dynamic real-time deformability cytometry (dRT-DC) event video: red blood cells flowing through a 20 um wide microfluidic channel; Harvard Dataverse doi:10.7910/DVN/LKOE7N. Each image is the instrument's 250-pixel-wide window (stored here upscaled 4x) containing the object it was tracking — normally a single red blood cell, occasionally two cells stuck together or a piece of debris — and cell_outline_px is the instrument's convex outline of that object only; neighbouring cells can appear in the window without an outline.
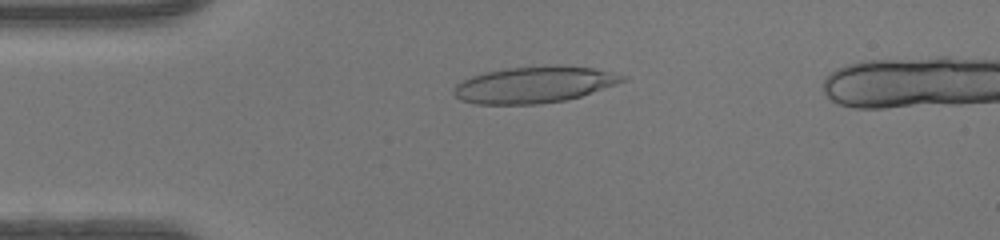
{"species": "human", "species_latin": "Homo sapiens", "temperature_condition": "warm", "stored_images_in_passage": 45, "camera_frame_rate_fps": 3000, "um_per_image_px": 0.085, "donor": {"sex": "female"}, "frame": {"image": 1, "passage_image": 11, "time_ms": 3.333, "image_size_px": [1000, 240], "cell_outline_px": [[628, 80], [580, 96], [564, 100], [536, 104], [476, 104], [460, 100], [452, 92], [456, 84], [472, 76], [488, 72], [508, 68], [592, 68], [612, 72], [628, 76]], "centroid_in_image_um": [45.38, 7.24], "position_along_channel_um": 39.6, "area_um2": 34.51}}
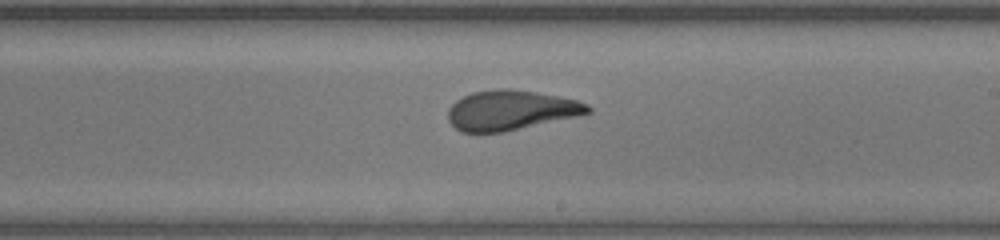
{"frame": {"image": 2, "passage_image": 27, "time_ms": 8.667, "image_size_px": [1000, 240], "cell_outline_px": [[592, 112], [576, 116], [504, 132], [460, 132], [448, 120], [448, 108], [456, 100], [472, 92], [500, 88], [508, 88], [536, 92], [576, 100], [588, 104], [592, 108]], "centroid_in_image_um": [43.4, 9.37], "position_along_channel_um": 245.6, "area_um2": 32.31}}
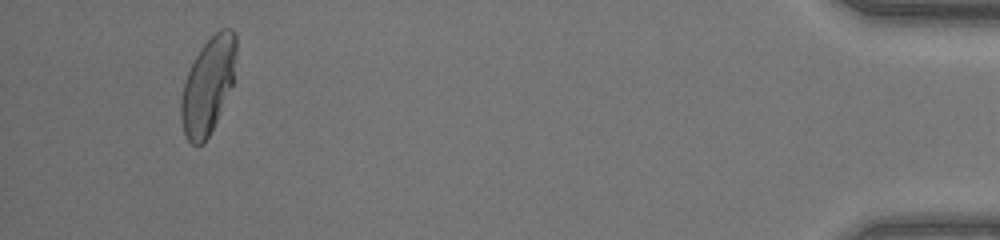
{"frame": {"image": 3, "passage_image": 44, "time_ms": 14.333, "image_size_px": [1000, 240], "cell_outline_px": [[236, 52], [232, 84], [216, 120], [204, 144], [192, 144], [184, 136], [180, 116], [180, 100], [184, 80], [200, 48], [220, 28], [232, 28], [236, 32]], "centroid_in_image_um": [17.66, 7.26], "position_along_channel_um": 417.5, "area_um2": 30.63}}